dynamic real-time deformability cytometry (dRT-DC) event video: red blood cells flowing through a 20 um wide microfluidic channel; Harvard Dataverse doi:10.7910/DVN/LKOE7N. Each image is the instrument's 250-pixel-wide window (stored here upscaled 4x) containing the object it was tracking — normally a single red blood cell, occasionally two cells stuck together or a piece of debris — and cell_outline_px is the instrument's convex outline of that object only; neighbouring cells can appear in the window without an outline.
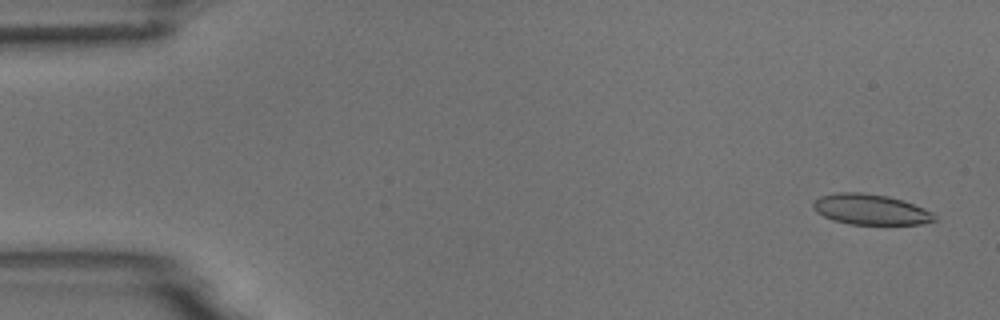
{"species": "common noctule bat (a hibernating species)", "species_latin": "Nyctalus noctula", "temperature_condition": "room temperature", "stored_images_in_passage": 55, "camera_frame_rate_fps": 3000, "um_per_image_px": 0.085, "animal": {"sex": "male", "body_mass_g": 18.8}, "frame": {"image": 1, "passage_image": 3, "time_ms": 0.667, "image_size_px": [1000, 320], "cell_outline_px": [[936, 220], [920, 224], [848, 224], [832, 220], [816, 212], [812, 208], [812, 204], [820, 196], [836, 192], [860, 192], [888, 196], [924, 208], [932, 212], [936, 216]], "centroid_in_image_um": [73.96, 17.8], "position_along_channel_um": 11.0, "area_um2": 21.5}}
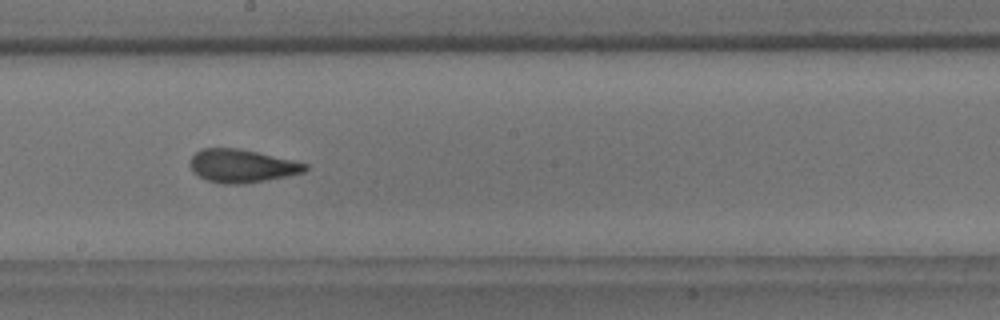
{"frame": {"image": 2, "passage_image": 31, "time_ms": 10.0, "image_size_px": [1000, 320], "cell_outline_px": [[308, 168], [304, 172], [264, 180], [240, 184], [224, 184], [208, 180], [192, 172], [192, 156], [200, 148], [240, 148], [292, 160], [308, 164]], "centroid_in_image_um": [20.55, 14.09], "position_along_channel_um": 227.6, "area_um2": 21.85}}
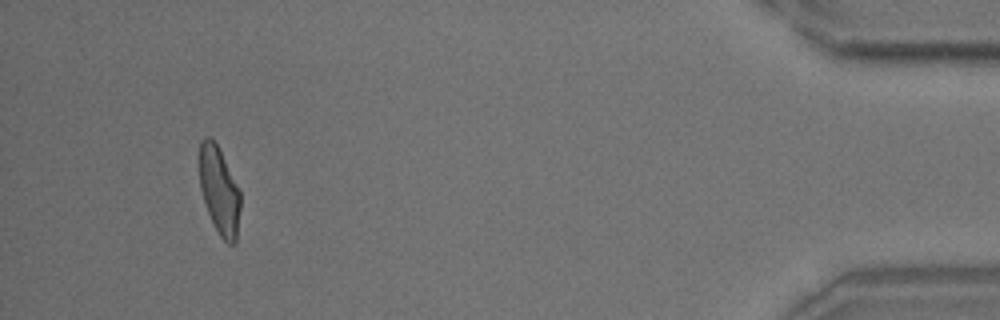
{"frame": {"image": 3, "passage_image": 52, "time_ms": 17.0, "image_size_px": [1000, 320], "cell_outline_px": [[240, 208], [236, 244], [228, 244], [220, 236], [212, 224], [200, 188], [200, 140], [204, 136], [208, 136], [216, 144], [240, 188]], "centroid_in_image_um": [18.65, 16.24], "position_along_channel_um": 416.5, "area_um2": 20.87}, "authors_computed_cell_mechanics": {"area_um2": 22.1374, "velocity_mm_per_s": 3.6839, "shape_relaxation_time_tau1_ms": 7.0094, "shape_relaxation_time_tau2_ms": 1.6449, "deformation_change_tau1": 0.1846, "deformation_change_tau2": 0.0939}}